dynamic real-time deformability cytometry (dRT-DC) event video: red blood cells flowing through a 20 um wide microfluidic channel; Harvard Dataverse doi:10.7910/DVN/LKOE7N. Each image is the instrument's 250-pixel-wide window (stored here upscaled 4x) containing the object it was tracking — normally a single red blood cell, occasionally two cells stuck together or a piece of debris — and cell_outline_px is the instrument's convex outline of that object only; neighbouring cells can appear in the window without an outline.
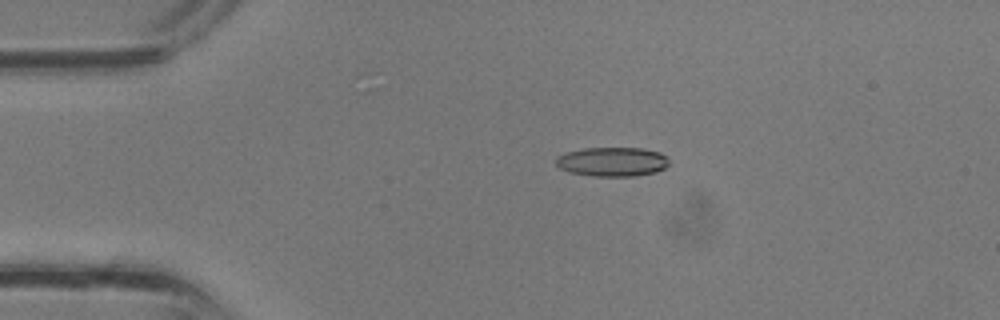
{"species": "common noctule bat (a hibernating species)", "species_latin": "Nyctalus noctula", "temperature_condition": "room temperature", "stored_images_in_passage": 36, "camera_frame_rate_fps": 3000, "um_per_image_px": 0.085, "animal": {"sex": "male", "body_mass_g": 13.3}, "frame": {"image": 1, "passage_image": 8, "time_ms": 2.333, "image_size_px": [1000, 320], "cell_outline_px": [[668, 164], [664, 168], [656, 172], [632, 176], [592, 176], [568, 172], [560, 168], [556, 164], [556, 156], [568, 152], [584, 148], [644, 148], [660, 152], [668, 160]], "centroid_in_image_um": [52.02, 13.75], "position_along_channel_um": 33.0, "area_um2": 19.25}}
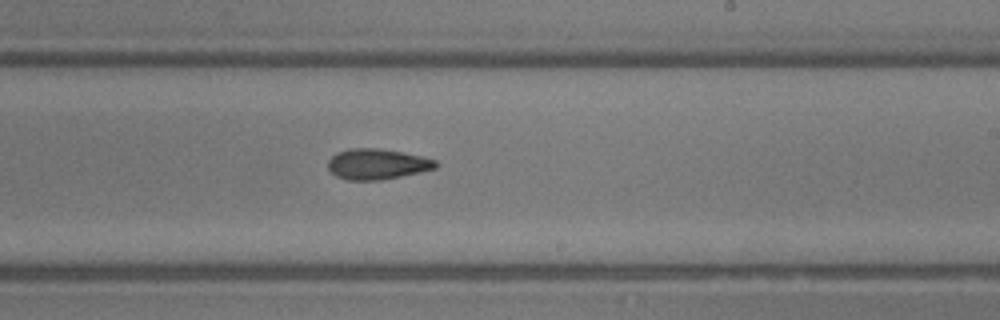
{"frame": {"image": 2, "passage_image": 22, "time_ms": 7.0, "image_size_px": [1000, 320], "cell_outline_px": [[436, 168], [420, 172], [380, 180], [348, 180], [336, 176], [328, 168], [328, 160], [336, 152], [348, 148], [380, 148], [420, 156], [436, 160]], "centroid_in_image_um": [32.01, 13.94], "position_along_channel_um": 257.0, "area_um2": 19.07}}
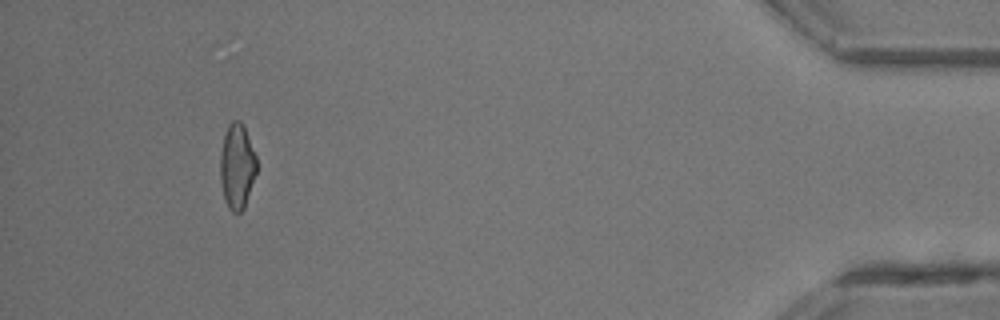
{"frame": {"image": 3, "passage_image": 34, "time_ms": 11.0, "image_size_px": [1000, 320], "cell_outline_px": [[256, 172], [244, 208], [240, 212], [232, 212], [228, 208], [224, 200], [220, 180], [220, 156], [224, 136], [228, 124], [232, 120], [240, 120], [244, 124], [256, 156]], "centroid_in_image_um": [20.14, 14.12], "position_along_channel_um": 415.1, "area_um2": 18.15}}